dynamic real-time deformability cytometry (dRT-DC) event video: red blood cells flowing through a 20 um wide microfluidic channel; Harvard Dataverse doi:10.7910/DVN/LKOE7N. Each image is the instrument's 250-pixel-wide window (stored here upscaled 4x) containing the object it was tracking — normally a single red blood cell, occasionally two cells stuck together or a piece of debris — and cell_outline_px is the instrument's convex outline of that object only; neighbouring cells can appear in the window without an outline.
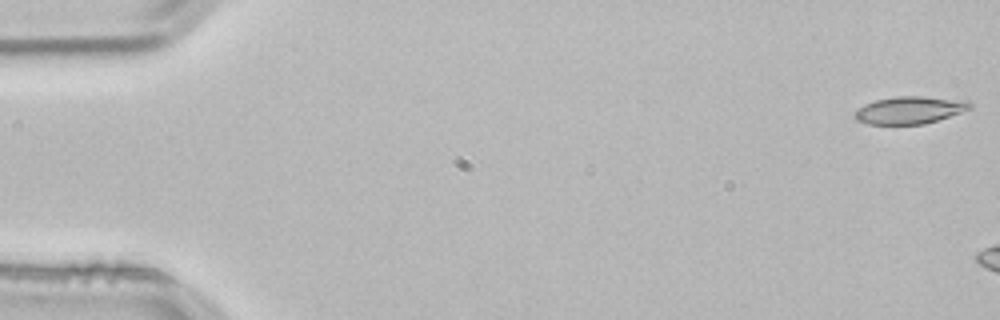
{"species": "common noctule bat (a hibernating species)", "species_latin": "Nyctalus noctula", "temperature_condition": "room temperature", "stored_images_in_passage": 6, "camera_frame_rate_fps": 3000, "um_per_image_px": 0.085, "animal": {"sex": "male", "body_mass_g": 21.5, "forearm_length_mm": 52.0}, "frame": {"image": 1, "passage_image": 1, "time_ms": 0.0, "image_size_px": [1000, 320], "cell_outline_px": [[972, 108], [924, 124], [868, 124], [856, 120], [852, 116], [864, 104], [876, 100], [896, 96], [920, 96], [968, 100], [972, 104]], "centroid_in_image_um": [77.32, 9.35], "position_along_channel_um": 7.7, "area_um2": 18.26}}